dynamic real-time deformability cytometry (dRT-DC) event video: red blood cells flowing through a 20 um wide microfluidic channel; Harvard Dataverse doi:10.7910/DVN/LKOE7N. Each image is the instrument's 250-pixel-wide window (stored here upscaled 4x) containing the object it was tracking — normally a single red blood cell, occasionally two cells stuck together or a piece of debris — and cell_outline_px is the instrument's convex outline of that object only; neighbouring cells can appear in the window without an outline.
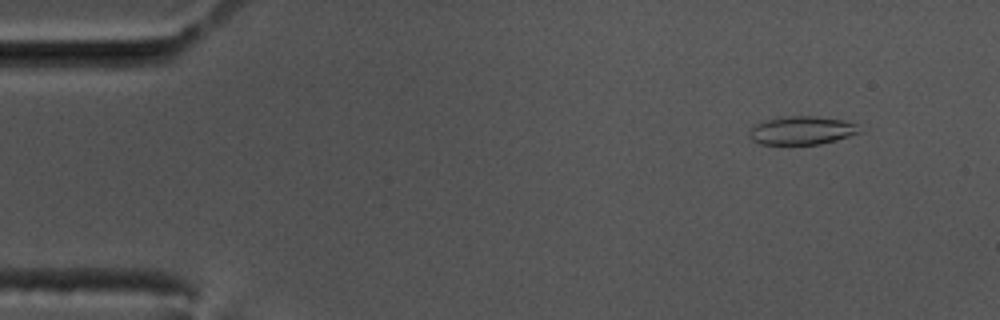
{"species": "common noctule bat (a hibernating species)", "species_latin": "Nyctalus noctula", "temperature_condition": "cold", "stored_images_in_passage": 54, "camera_frame_rate_fps": 3000, "um_per_image_px": 0.085, "animal": {"sex": "male", "body_mass_g": 17.5, "forearm_length_mm": 52.3}, "frame": {"image": 1, "passage_image": 2, "time_ms": 0.333, "image_size_px": [1000, 320], "cell_outline_px": [[860, 132], [836, 140], [820, 144], [760, 144], [752, 140], [748, 136], [748, 132], [756, 124], [768, 120], [784, 116], [816, 116], [844, 120], [856, 124]], "centroid_in_image_um": [68.13, 11.09], "position_along_channel_um": 16.9, "area_um2": 18.03}}
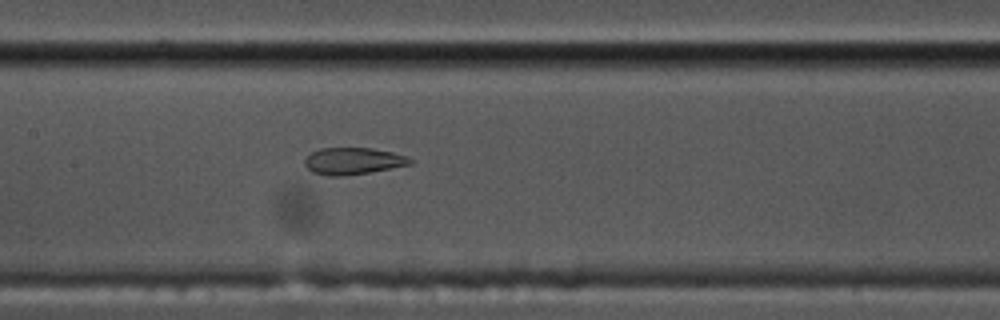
{"frame": {"image": 2, "passage_image": 24, "time_ms": 7.667, "image_size_px": [1000, 320], "cell_outline_px": [[412, 164], [368, 172], [344, 176], [328, 176], [312, 172], [304, 164], [304, 160], [312, 152], [320, 148], [372, 148], [392, 152], [408, 156], [412, 160]], "centroid_in_image_um": [30.0, 13.68], "position_along_channel_um": 177.4, "area_um2": 16.42}}
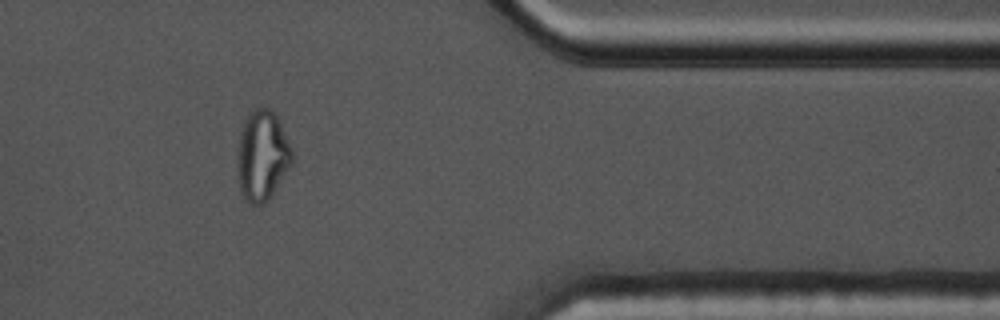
{"frame": {"image": 3, "passage_image": 44, "time_ms": 14.333, "image_size_px": [1000, 320], "cell_outline_px": [[292, 160], [268, 200], [264, 204], [252, 204], [240, 192], [236, 180], [236, 152], [240, 128], [248, 112], [256, 108], [268, 108], [280, 120], [292, 152]], "centroid_in_image_um": [22.21, 13.2], "position_along_channel_um": 389.2, "area_um2": 28.9}, "authors_computed_cell_mechanics": {"area_um2": 18.3515, "velocity_mm_per_s": 3.483, "shape_relaxation_time_tau1_ms": null, "shape_relaxation_time_tau2_ms": 1.6478, "deformation_change_tau1": null, "deformation_change_tau2": 0.0713}}